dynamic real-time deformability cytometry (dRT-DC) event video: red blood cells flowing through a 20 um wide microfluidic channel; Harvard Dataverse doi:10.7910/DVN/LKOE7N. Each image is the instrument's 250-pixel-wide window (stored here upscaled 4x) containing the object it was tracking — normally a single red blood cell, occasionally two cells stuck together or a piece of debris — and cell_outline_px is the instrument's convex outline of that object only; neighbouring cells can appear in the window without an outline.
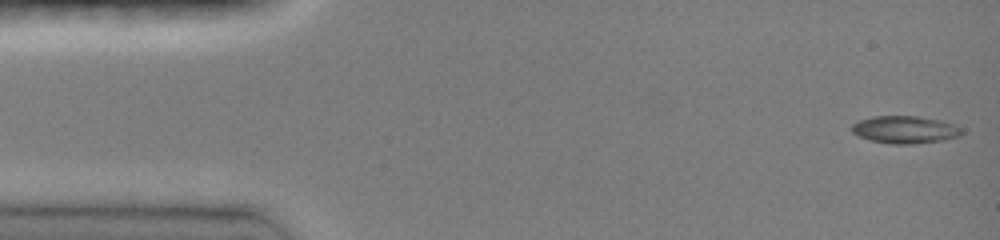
{"species": "common noctule bat (a hibernating species)", "species_latin": "Nyctalus noctula", "temperature_condition": "room temperature", "stored_images_in_passage": 46, "camera_frame_rate_fps": 3000, "um_per_image_px": 0.085, "animal": {"sex": "female", "body_mass_g": 19.0, "forearm_length_mm": 51.5}, "frame": {"image": 1, "passage_image": 1, "time_ms": 0.0, "image_size_px": [1000, 240], "cell_outline_px": [[964, 132], [960, 136], [944, 140], [912, 144], [892, 144], [872, 140], [860, 136], [852, 132], [852, 124], [860, 120], [872, 116], [916, 116], [940, 120], [952, 124], [960, 128]], "centroid_in_image_um": [76.94, 11.02], "position_along_channel_um": 8.1, "area_um2": 17.46}}
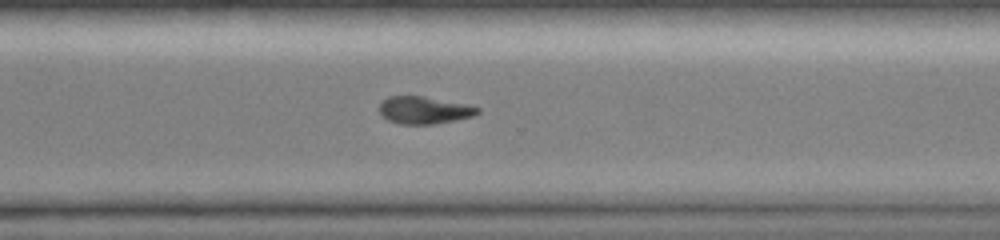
{"frame": {"image": 2, "passage_image": 33, "time_ms": 10.667, "image_size_px": [1000, 240], "cell_outline_px": [[480, 112], [472, 116], [456, 120], [432, 124], [400, 124], [388, 120], [380, 112], [380, 104], [388, 96], [424, 96], [468, 104], [480, 108]], "centroid_in_image_um": [36.08, 9.36], "position_along_channel_um": 334.5, "area_um2": 15.61}}
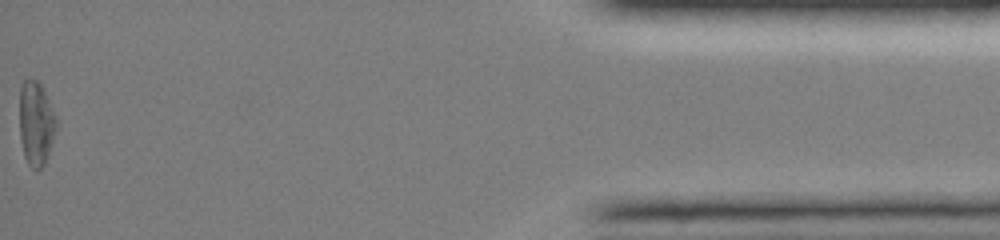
{"frame": {"image": 3, "passage_image": 46, "time_ms": 15.0, "image_size_px": [1000, 240], "cell_outline_px": [[56, 124], [52, 140], [44, 164], [36, 172], [28, 164], [24, 156], [20, 136], [20, 84], [24, 80], [36, 80], [40, 84], [44, 92], [56, 120]], "centroid_in_image_um": [3.02, 10.51], "position_along_channel_um": 432.2, "area_um2": 17.46}, "authors_computed_cell_mechanics": {"area_um2": 16.7042, "velocity_mm_per_s": 4.146, "shape_relaxation_time_tau1_ms": 2.6893, "shape_relaxation_time_tau2_ms": null, "deformation_change_tau1": 0.1652, "deformation_change_tau2": null}}